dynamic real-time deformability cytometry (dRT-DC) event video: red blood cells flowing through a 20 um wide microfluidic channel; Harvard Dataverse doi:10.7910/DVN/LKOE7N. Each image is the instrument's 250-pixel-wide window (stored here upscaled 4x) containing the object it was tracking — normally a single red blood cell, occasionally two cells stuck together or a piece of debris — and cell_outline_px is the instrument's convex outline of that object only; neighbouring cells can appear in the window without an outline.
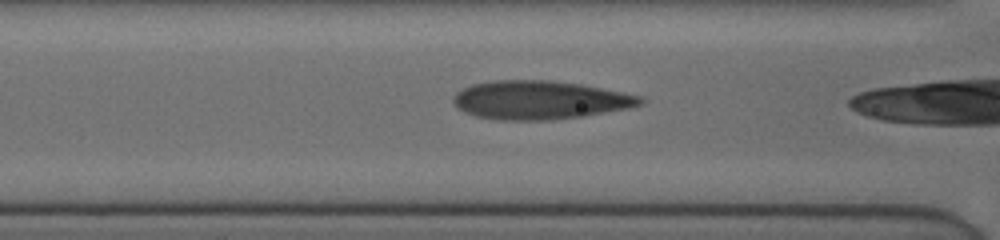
{"species": "human", "species_latin": "Homo sapiens", "temperature_condition": "cold", "stored_images_in_passage": 37, "camera_frame_rate_fps": 3000, "um_per_image_px": 0.085, "donor": {"sex": "female"}, "frame": {"image": 1, "passage_image": 36, "time_ms": 7.667, "image_size_px": [1000, 240], "cell_outline_px": [[644, 104], [628, 108], [584, 116], [552, 120], [500, 120], [476, 116], [464, 112], [456, 108], [452, 104], [452, 96], [460, 88], [472, 84], [492, 80], [552, 80], [580, 84], [640, 96], [644, 100]], "centroid_in_image_um": [45.81, 8.5], "position_along_channel_um": 120.8, "area_um2": 42.25}}